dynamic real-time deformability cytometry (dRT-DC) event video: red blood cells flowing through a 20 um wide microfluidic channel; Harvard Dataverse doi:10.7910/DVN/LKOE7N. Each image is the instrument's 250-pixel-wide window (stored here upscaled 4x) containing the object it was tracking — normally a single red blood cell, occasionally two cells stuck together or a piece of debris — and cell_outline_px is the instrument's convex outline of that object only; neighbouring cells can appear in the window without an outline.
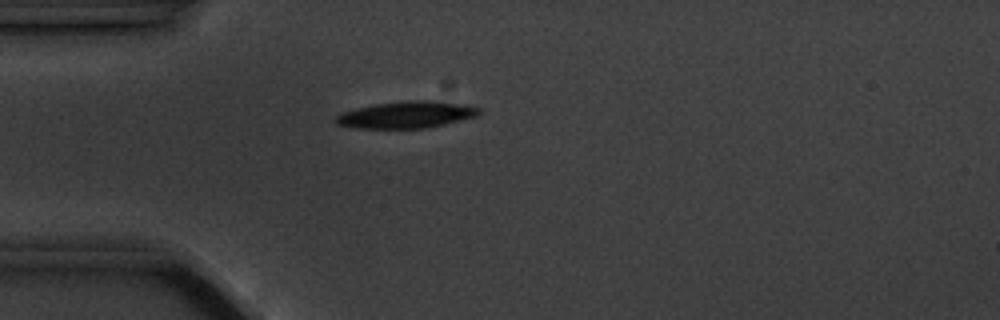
{"species": "common noctule bat (a hibernating species)", "species_latin": "Nyctalus noctula", "temperature_condition": "cold", "stored_images_in_passage": 5, "camera_frame_rate_fps": 3000, "um_per_image_px": 0.085, "animal": {"sex": "male", "body_mass_g": 20.1, "forearm_length_mm": 53.5}, "frame": {"image": 1, "passage_image": 4, "time_ms": 4.333, "image_size_px": [1000, 320], "cell_outline_px": [[484, 112], [480, 116], [444, 124], [424, 128], [352, 128], [336, 124], [332, 120], [340, 112], [356, 108], [376, 104], [408, 100], [428, 100], [464, 104], [480, 108]], "centroid_in_image_um": [34.55, 9.75], "position_along_channel_um": 50.4, "area_um2": 22.66}}